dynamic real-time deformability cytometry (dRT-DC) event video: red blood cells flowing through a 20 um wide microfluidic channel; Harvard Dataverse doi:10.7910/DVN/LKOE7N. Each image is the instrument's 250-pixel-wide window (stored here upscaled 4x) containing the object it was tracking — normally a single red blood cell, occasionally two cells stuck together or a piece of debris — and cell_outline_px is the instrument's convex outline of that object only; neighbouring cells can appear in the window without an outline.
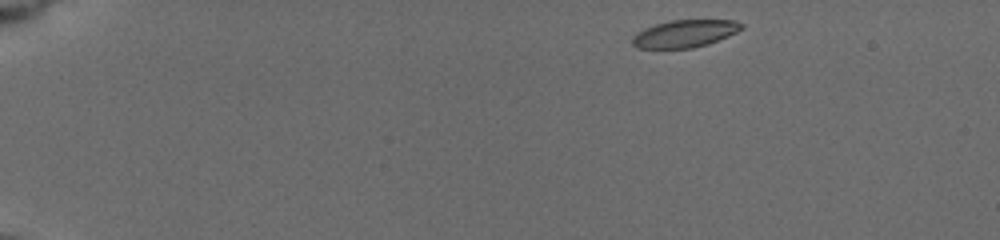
{"species": "common noctule bat (a hibernating species)", "species_latin": "Nyctalus noctula", "temperature_condition": "cold", "stored_images_in_passage": 56, "camera_frame_rate_fps": 3000, "um_per_image_px": 0.085, "animal": {"sex": "female", "body_mass_g": 19.5, "forearm_length_mm": 54.1}, "frame": {"image": 1, "passage_image": 1, "time_ms": 0.0, "image_size_px": [1000, 240], "cell_outline_px": [[744, 28], [728, 36], [708, 44], [692, 48], [636, 48], [632, 44], [632, 36], [644, 28], [656, 24], [672, 20], [732, 20], [744, 24]], "centroid_in_image_um": [58.2, 2.86], "position_along_channel_um": 26.8, "area_um2": 17.4}}
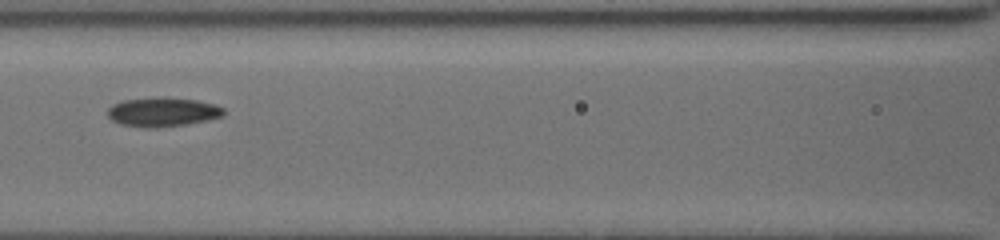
{"frame": {"image": 2, "passage_image": 25, "time_ms": 6.333, "image_size_px": [1000, 240], "cell_outline_px": [[224, 116], [208, 120], [188, 124], [156, 128], [144, 128], [120, 124], [112, 120], [108, 116], [108, 108], [112, 104], [124, 100], [152, 96], [160, 96], [196, 100], [216, 104], [224, 108]], "centroid_in_image_um": [13.83, 9.51], "position_along_channel_um": 152.8, "area_um2": 20.17}}
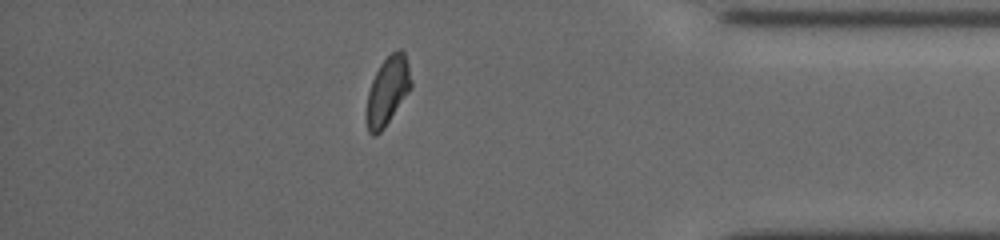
{"frame": {"image": 3, "passage_image": 48, "time_ms": 13.667, "image_size_px": [1000, 240], "cell_outline_px": [[412, 88], [384, 128], [376, 136], [372, 136], [368, 132], [364, 116], [368, 92], [372, 80], [380, 64], [396, 48], [400, 48], [404, 52], [408, 64], [412, 84]], "centroid_in_image_um": [32.92, 7.76], "position_along_channel_um": 402.3, "area_um2": 18.09}, "authors_computed_cell_mechanics": {"area_um2": 18.6116, "velocity_mm_per_s": 3.7343, "shape_relaxation_time_tau1_ms": 3.2532, "shape_relaxation_time_tau2_ms": 2.0953, "deformation_change_tau1": 0.1234, "deformation_change_tau2": 0.0676}}